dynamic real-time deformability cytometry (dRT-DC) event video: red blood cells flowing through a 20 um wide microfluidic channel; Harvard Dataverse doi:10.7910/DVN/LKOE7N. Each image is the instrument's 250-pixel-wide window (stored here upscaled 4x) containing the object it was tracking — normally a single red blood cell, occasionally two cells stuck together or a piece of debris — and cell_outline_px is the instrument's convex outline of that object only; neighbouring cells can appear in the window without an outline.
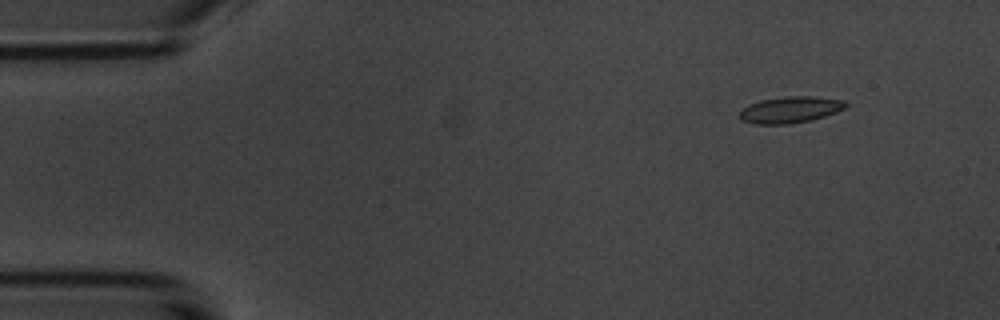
{"species": "common noctule bat (a hibernating species)", "species_latin": "Nyctalus noctula", "temperature_condition": "room temperature", "stored_images_in_passage": 5, "camera_frame_rate_fps": 3000, "um_per_image_px": 0.085, "animal": {"sex": "male", "body_mass_g": 20.1, "forearm_length_mm": 53.5}, "frame": {"image": 1, "passage_image": 2, "time_ms": 1.0, "image_size_px": [1000, 320], "cell_outline_px": [[848, 104], [844, 108], [836, 112], [812, 120], [788, 124], [756, 124], [740, 120], [740, 112], [748, 104], [760, 100], [784, 96], [812, 96], [844, 100]], "centroid_in_image_um": [67.16, 9.32], "position_along_channel_um": 17.8, "area_um2": 16.36}}
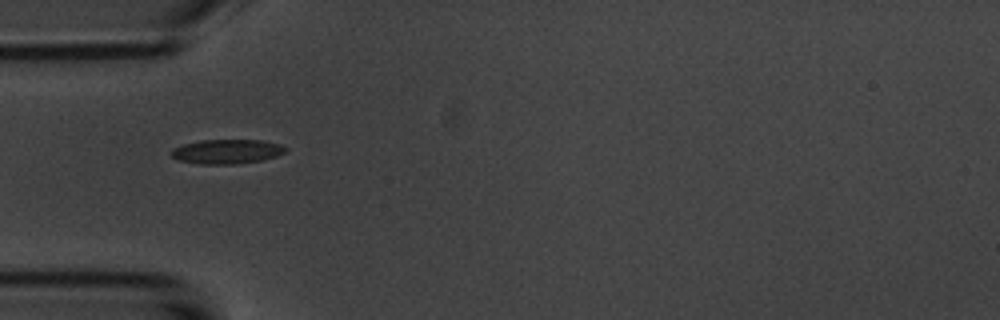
{"frame": {"image": 2, "passage_image": 5, "time_ms": 4.667, "image_size_px": [1000, 320], "cell_outline_px": [[288, 148], [284, 152], [276, 156], [260, 160], [236, 164], [200, 164], [180, 160], [172, 156], [168, 152], [172, 148], [184, 144], [200, 140], [260, 140], [280, 144]], "centroid_in_image_um": [19.25, 12.87], "position_along_channel_um": 65.7, "area_um2": 16.18}}